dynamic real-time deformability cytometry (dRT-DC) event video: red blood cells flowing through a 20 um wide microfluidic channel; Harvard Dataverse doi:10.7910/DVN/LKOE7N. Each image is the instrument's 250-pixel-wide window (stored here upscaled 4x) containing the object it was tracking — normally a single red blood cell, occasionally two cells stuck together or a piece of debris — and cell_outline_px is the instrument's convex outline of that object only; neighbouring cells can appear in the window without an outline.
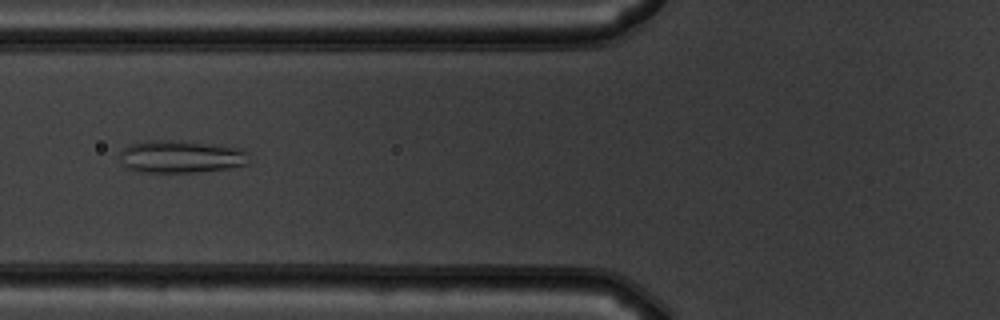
{"species": "common noctule bat (a hibernating species)", "species_latin": "Nyctalus noctula", "temperature_condition": "warm", "stored_images_in_passage": 7, "camera_frame_rate_fps": 3000, "um_per_image_px": 0.085, "animal": {"sex": "male", "body_mass_g": 19.5, "forearm_length_mm": 54.6}, "frame": {"image": 1, "passage_image": 4, "time_ms": 4.667, "image_size_px": [1000, 320], "cell_outline_px": [[252, 164], [228, 168], [196, 172], [136, 172], [124, 168], [120, 156], [120, 152], [128, 144], [148, 140], [176, 140], [240, 148], [244, 152]], "centroid_in_image_um": [15.32, 13.32], "position_along_channel_um": 110.5, "area_um2": 24.62}}